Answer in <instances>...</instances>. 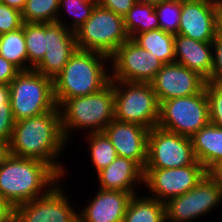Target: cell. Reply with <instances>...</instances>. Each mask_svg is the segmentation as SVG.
I'll list each match as a JSON object with an SVG mask.
<instances>
[{
  "mask_svg": "<svg viewBox=\"0 0 222 222\" xmlns=\"http://www.w3.org/2000/svg\"><path fill=\"white\" fill-rule=\"evenodd\" d=\"M10 155V141L0 139V165L4 163Z\"/></svg>",
  "mask_w": 222,
  "mask_h": 222,
  "instance_id": "f35d334b",
  "label": "cell"
},
{
  "mask_svg": "<svg viewBox=\"0 0 222 222\" xmlns=\"http://www.w3.org/2000/svg\"><path fill=\"white\" fill-rule=\"evenodd\" d=\"M190 138L196 160L206 171L222 160V128L209 123Z\"/></svg>",
  "mask_w": 222,
  "mask_h": 222,
  "instance_id": "44dd1931",
  "label": "cell"
},
{
  "mask_svg": "<svg viewBox=\"0 0 222 222\" xmlns=\"http://www.w3.org/2000/svg\"><path fill=\"white\" fill-rule=\"evenodd\" d=\"M128 193L98 188L96 195L78 212V222H123L131 197Z\"/></svg>",
  "mask_w": 222,
  "mask_h": 222,
  "instance_id": "ac0fdd59",
  "label": "cell"
},
{
  "mask_svg": "<svg viewBox=\"0 0 222 222\" xmlns=\"http://www.w3.org/2000/svg\"><path fill=\"white\" fill-rule=\"evenodd\" d=\"M24 38L28 54V70L43 59L47 48V23H24Z\"/></svg>",
  "mask_w": 222,
  "mask_h": 222,
  "instance_id": "484cf974",
  "label": "cell"
},
{
  "mask_svg": "<svg viewBox=\"0 0 222 222\" xmlns=\"http://www.w3.org/2000/svg\"><path fill=\"white\" fill-rule=\"evenodd\" d=\"M0 55L15 65L20 71L28 70V54L22 28L0 35Z\"/></svg>",
  "mask_w": 222,
  "mask_h": 222,
  "instance_id": "d4e9b609",
  "label": "cell"
},
{
  "mask_svg": "<svg viewBox=\"0 0 222 222\" xmlns=\"http://www.w3.org/2000/svg\"><path fill=\"white\" fill-rule=\"evenodd\" d=\"M22 26V12L0 2V35L16 31Z\"/></svg>",
  "mask_w": 222,
  "mask_h": 222,
  "instance_id": "d6a6232c",
  "label": "cell"
},
{
  "mask_svg": "<svg viewBox=\"0 0 222 222\" xmlns=\"http://www.w3.org/2000/svg\"><path fill=\"white\" fill-rule=\"evenodd\" d=\"M210 123L205 88L198 94L173 98L160 103L157 127L191 137Z\"/></svg>",
  "mask_w": 222,
  "mask_h": 222,
  "instance_id": "ba28073f",
  "label": "cell"
},
{
  "mask_svg": "<svg viewBox=\"0 0 222 222\" xmlns=\"http://www.w3.org/2000/svg\"><path fill=\"white\" fill-rule=\"evenodd\" d=\"M162 1H164V0H138V2L148 3V4H153V5L159 4Z\"/></svg>",
  "mask_w": 222,
  "mask_h": 222,
  "instance_id": "b9f144b4",
  "label": "cell"
},
{
  "mask_svg": "<svg viewBox=\"0 0 222 222\" xmlns=\"http://www.w3.org/2000/svg\"><path fill=\"white\" fill-rule=\"evenodd\" d=\"M174 34L162 29L134 35L131 39L140 47L151 52L164 64L175 62Z\"/></svg>",
  "mask_w": 222,
  "mask_h": 222,
  "instance_id": "603a6c76",
  "label": "cell"
},
{
  "mask_svg": "<svg viewBox=\"0 0 222 222\" xmlns=\"http://www.w3.org/2000/svg\"><path fill=\"white\" fill-rule=\"evenodd\" d=\"M123 20L130 38L136 34L159 29V20L153 4L137 1L129 12L123 16Z\"/></svg>",
  "mask_w": 222,
  "mask_h": 222,
  "instance_id": "cb8c5ba5",
  "label": "cell"
},
{
  "mask_svg": "<svg viewBox=\"0 0 222 222\" xmlns=\"http://www.w3.org/2000/svg\"><path fill=\"white\" fill-rule=\"evenodd\" d=\"M1 3L22 12L25 7L26 0H1Z\"/></svg>",
  "mask_w": 222,
  "mask_h": 222,
  "instance_id": "ab89813d",
  "label": "cell"
},
{
  "mask_svg": "<svg viewBox=\"0 0 222 222\" xmlns=\"http://www.w3.org/2000/svg\"><path fill=\"white\" fill-rule=\"evenodd\" d=\"M206 80L179 63L164 64L150 82L159 104L162 101L200 93Z\"/></svg>",
  "mask_w": 222,
  "mask_h": 222,
  "instance_id": "5bb4252c",
  "label": "cell"
},
{
  "mask_svg": "<svg viewBox=\"0 0 222 222\" xmlns=\"http://www.w3.org/2000/svg\"><path fill=\"white\" fill-rule=\"evenodd\" d=\"M220 5L212 0H181L178 34L201 42H213Z\"/></svg>",
  "mask_w": 222,
  "mask_h": 222,
  "instance_id": "9a60e30c",
  "label": "cell"
},
{
  "mask_svg": "<svg viewBox=\"0 0 222 222\" xmlns=\"http://www.w3.org/2000/svg\"><path fill=\"white\" fill-rule=\"evenodd\" d=\"M85 139L88 140L91 161L97 173L117 158L116 150L104 132L86 133Z\"/></svg>",
  "mask_w": 222,
  "mask_h": 222,
  "instance_id": "83f0119b",
  "label": "cell"
},
{
  "mask_svg": "<svg viewBox=\"0 0 222 222\" xmlns=\"http://www.w3.org/2000/svg\"><path fill=\"white\" fill-rule=\"evenodd\" d=\"M15 121L52 111L57 107L53 79L31 69L20 71L9 84Z\"/></svg>",
  "mask_w": 222,
  "mask_h": 222,
  "instance_id": "5b68a950",
  "label": "cell"
},
{
  "mask_svg": "<svg viewBox=\"0 0 222 222\" xmlns=\"http://www.w3.org/2000/svg\"><path fill=\"white\" fill-rule=\"evenodd\" d=\"M123 222H166L165 203L147 194H135L127 205Z\"/></svg>",
  "mask_w": 222,
  "mask_h": 222,
  "instance_id": "7402d4cb",
  "label": "cell"
},
{
  "mask_svg": "<svg viewBox=\"0 0 222 222\" xmlns=\"http://www.w3.org/2000/svg\"><path fill=\"white\" fill-rule=\"evenodd\" d=\"M210 81L222 84V38L217 36L213 41V68Z\"/></svg>",
  "mask_w": 222,
  "mask_h": 222,
  "instance_id": "836d02e7",
  "label": "cell"
},
{
  "mask_svg": "<svg viewBox=\"0 0 222 222\" xmlns=\"http://www.w3.org/2000/svg\"><path fill=\"white\" fill-rule=\"evenodd\" d=\"M14 207L0 195V222H13Z\"/></svg>",
  "mask_w": 222,
  "mask_h": 222,
  "instance_id": "8d00e7d4",
  "label": "cell"
},
{
  "mask_svg": "<svg viewBox=\"0 0 222 222\" xmlns=\"http://www.w3.org/2000/svg\"><path fill=\"white\" fill-rule=\"evenodd\" d=\"M207 175L222 189V160L215 163Z\"/></svg>",
  "mask_w": 222,
  "mask_h": 222,
  "instance_id": "74e56055",
  "label": "cell"
},
{
  "mask_svg": "<svg viewBox=\"0 0 222 222\" xmlns=\"http://www.w3.org/2000/svg\"><path fill=\"white\" fill-rule=\"evenodd\" d=\"M62 177L38 159L10 155L0 165V195L13 207L46 195Z\"/></svg>",
  "mask_w": 222,
  "mask_h": 222,
  "instance_id": "7a4b0ae2",
  "label": "cell"
},
{
  "mask_svg": "<svg viewBox=\"0 0 222 222\" xmlns=\"http://www.w3.org/2000/svg\"><path fill=\"white\" fill-rule=\"evenodd\" d=\"M138 0H98V4L103 8L124 16Z\"/></svg>",
  "mask_w": 222,
  "mask_h": 222,
  "instance_id": "e575fe53",
  "label": "cell"
},
{
  "mask_svg": "<svg viewBox=\"0 0 222 222\" xmlns=\"http://www.w3.org/2000/svg\"><path fill=\"white\" fill-rule=\"evenodd\" d=\"M111 80L150 83L164 63L157 56L136 44L125 41L110 57Z\"/></svg>",
  "mask_w": 222,
  "mask_h": 222,
  "instance_id": "8fae6325",
  "label": "cell"
},
{
  "mask_svg": "<svg viewBox=\"0 0 222 222\" xmlns=\"http://www.w3.org/2000/svg\"><path fill=\"white\" fill-rule=\"evenodd\" d=\"M119 157L136 161L143 169L147 163L149 129L136 123L112 120L103 131Z\"/></svg>",
  "mask_w": 222,
  "mask_h": 222,
  "instance_id": "e0dca14e",
  "label": "cell"
},
{
  "mask_svg": "<svg viewBox=\"0 0 222 222\" xmlns=\"http://www.w3.org/2000/svg\"><path fill=\"white\" fill-rule=\"evenodd\" d=\"M76 50L75 33L59 22H49L47 23L46 53L34 70L54 79Z\"/></svg>",
  "mask_w": 222,
  "mask_h": 222,
  "instance_id": "2e32d148",
  "label": "cell"
},
{
  "mask_svg": "<svg viewBox=\"0 0 222 222\" xmlns=\"http://www.w3.org/2000/svg\"><path fill=\"white\" fill-rule=\"evenodd\" d=\"M221 202L222 189L206 174L190 191L165 202L166 222H191L209 214Z\"/></svg>",
  "mask_w": 222,
  "mask_h": 222,
  "instance_id": "30bf717a",
  "label": "cell"
},
{
  "mask_svg": "<svg viewBox=\"0 0 222 222\" xmlns=\"http://www.w3.org/2000/svg\"><path fill=\"white\" fill-rule=\"evenodd\" d=\"M210 123L222 128V84L206 81Z\"/></svg>",
  "mask_w": 222,
  "mask_h": 222,
  "instance_id": "1f68e13d",
  "label": "cell"
},
{
  "mask_svg": "<svg viewBox=\"0 0 222 222\" xmlns=\"http://www.w3.org/2000/svg\"><path fill=\"white\" fill-rule=\"evenodd\" d=\"M10 87L0 83V139L11 140L14 123L16 122L12 113L9 100Z\"/></svg>",
  "mask_w": 222,
  "mask_h": 222,
  "instance_id": "4dcf8cb0",
  "label": "cell"
},
{
  "mask_svg": "<svg viewBox=\"0 0 222 222\" xmlns=\"http://www.w3.org/2000/svg\"><path fill=\"white\" fill-rule=\"evenodd\" d=\"M20 70L0 55V83L9 85Z\"/></svg>",
  "mask_w": 222,
  "mask_h": 222,
  "instance_id": "d590c367",
  "label": "cell"
},
{
  "mask_svg": "<svg viewBox=\"0 0 222 222\" xmlns=\"http://www.w3.org/2000/svg\"><path fill=\"white\" fill-rule=\"evenodd\" d=\"M60 111L61 125L67 141L71 132L87 130L88 133L103 132L114 120V87L110 82L100 91L68 99H55Z\"/></svg>",
  "mask_w": 222,
  "mask_h": 222,
  "instance_id": "277c9868",
  "label": "cell"
},
{
  "mask_svg": "<svg viewBox=\"0 0 222 222\" xmlns=\"http://www.w3.org/2000/svg\"><path fill=\"white\" fill-rule=\"evenodd\" d=\"M216 36L222 38V5L219 7L218 15H217V29Z\"/></svg>",
  "mask_w": 222,
  "mask_h": 222,
  "instance_id": "60d3db41",
  "label": "cell"
},
{
  "mask_svg": "<svg viewBox=\"0 0 222 222\" xmlns=\"http://www.w3.org/2000/svg\"><path fill=\"white\" fill-rule=\"evenodd\" d=\"M77 49L96 51L111 57L130 37L123 16L97 4L91 16L75 32Z\"/></svg>",
  "mask_w": 222,
  "mask_h": 222,
  "instance_id": "52a82bcc",
  "label": "cell"
},
{
  "mask_svg": "<svg viewBox=\"0 0 222 222\" xmlns=\"http://www.w3.org/2000/svg\"><path fill=\"white\" fill-rule=\"evenodd\" d=\"M222 5V0H212Z\"/></svg>",
  "mask_w": 222,
  "mask_h": 222,
  "instance_id": "7bdbcfd3",
  "label": "cell"
},
{
  "mask_svg": "<svg viewBox=\"0 0 222 222\" xmlns=\"http://www.w3.org/2000/svg\"><path fill=\"white\" fill-rule=\"evenodd\" d=\"M207 174L204 166L196 161L189 166L170 169H144L145 189L160 202L185 194L194 188Z\"/></svg>",
  "mask_w": 222,
  "mask_h": 222,
  "instance_id": "7c38bea8",
  "label": "cell"
},
{
  "mask_svg": "<svg viewBox=\"0 0 222 222\" xmlns=\"http://www.w3.org/2000/svg\"><path fill=\"white\" fill-rule=\"evenodd\" d=\"M66 142L57 106L44 114L16 121L10 140V152L14 156L43 161L63 178L66 177V168L60 163V157L64 148H67Z\"/></svg>",
  "mask_w": 222,
  "mask_h": 222,
  "instance_id": "6da1fadb",
  "label": "cell"
},
{
  "mask_svg": "<svg viewBox=\"0 0 222 222\" xmlns=\"http://www.w3.org/2000/svg\"><path fill=\"white\" fill-rule=\"evenodd\" d=\"M159 29L177 35L180 25L181 0H164L155 5Z\"/></svg>",
  "mask_w": 222,
  "mask_h": 222,
  "instance_id": "f546056e",
  "label": "cell"
},
{
  "mask_svg": "<svg viewBox=\"0 0 222 222\" xmlns=\"http://www.w3.org/2000/svg\"><path fill=\"white\" fill-rule=\"evenodd\" d=\"M63 188L60 182L46 195L14 207L13 222H78V211Z\"/></svg>",
  "mask_w": 222,
  "mask_h": 222,
  "instance_id": "4fadbf2b",
  "label": "cell"
},
{
  "mask_svg": "<svg viewBox=\"0 0 222 222\" xmlns=\"http://www.w3.org/2000/svg\"><path fill=\"white\" fill-rule=\"evenodd\" d=\"M60 0H26L22 10L23 23H49L62 24L63 17L59 13Z\"/></svg>",
  "mask_w": 222,
  "mask_h": 222,
  "instance_id": "4316f807",
  "label": "cell"
},
{
  "mask_svg": "<svg viewBox=\"0 0 222 222\" xmlns=\"http://www.w3.org/2000/svg\"><path fill=\"white\" fill-rule=\"evenodd\" d=\"M191 138L159 127L148 134L147 163L144 169H170L196 162Z\"/></svg>",
  "mask_w": 222,
  "mask_h": 222,
  "instance_id": "9c48e42d",
  "label": "cell"
},
{
  "mask_svg": "<svg viewBox=\"0 0 222 222\" xmlns=\"http://www.w3.org/2000/svg\"><path fill=\"white\" fill-rule=\"evenodd\" d=\"M99 188L128 193H137L136 184L144 183V169L134 160L119 157L106 168L96 173Z\"/></svg>",
  "mask_w": 222,
  "mask_h": 222,
  "instance_id": "d6986e66",
  "label": "cell"
},
{
  "mask_svg": "<svg viewBox=\"0 0 222 222\" xmlns=\"http://www.w3.org/2000/svg\"><path fill=\"white\" fill-rule=\"evenodd\" d=\"M97 4L98 0H60L59 12H63L62 9L66 10L65 13H69L67 15L71 20V24L70 22L67 24L68 21H62V25L75 33L91 16Z\"/></svg>",
  "mask_w": 222,
  "mask_h": 222,
  "instance_id": "f1b7e54d",
  "label": "cell"
},
{
  "mask_svg": "<svg viewBox=\"0 0 222 222\" xmlns=\"http://www.w3.org/2000/svg\"><path fill=\"white\" fill-rule=\"evenodd\" d=\"M114 87V119L157 127L159 101L150 83L111 80Z\"/></svg>",
  "mask_w": 222,
  "mask_h": 222,
  "instance_id": "8992f818",
  "label": "cell"
},
{
  "mask_svg": "<svg viewBox=\"0 0 222 222\" xmlns=\"http://www.w3.org/2000/svg\"><path fill=\"white\" fill-rule=\"evenodd\" d=\"M108 62L111 65L110 57L103 53L77 49L53 79L54 98L68 99L100 91L111 82Z\"/></svg>",
  "mask_w": 222,
  "mask_h": 222,
  "instance_id": "3957f363",
  "label": "cell"
},
{
  "mask_svg": "<svg viewBox=\"0 0 222 222\" xmlns=\"http://www.w3.org/2000/svg\"><path fill=\"white\" fill-rule=\"evenodd\" d=\"M175 62L210 81L213 68V42H201L182 35L174 37Z\"/></svg>",
  "mask_w": 222,
  "mask_h": 222,
  "instance_id": "ffe728a7",
  "label": "cell"
}]
</instances>
